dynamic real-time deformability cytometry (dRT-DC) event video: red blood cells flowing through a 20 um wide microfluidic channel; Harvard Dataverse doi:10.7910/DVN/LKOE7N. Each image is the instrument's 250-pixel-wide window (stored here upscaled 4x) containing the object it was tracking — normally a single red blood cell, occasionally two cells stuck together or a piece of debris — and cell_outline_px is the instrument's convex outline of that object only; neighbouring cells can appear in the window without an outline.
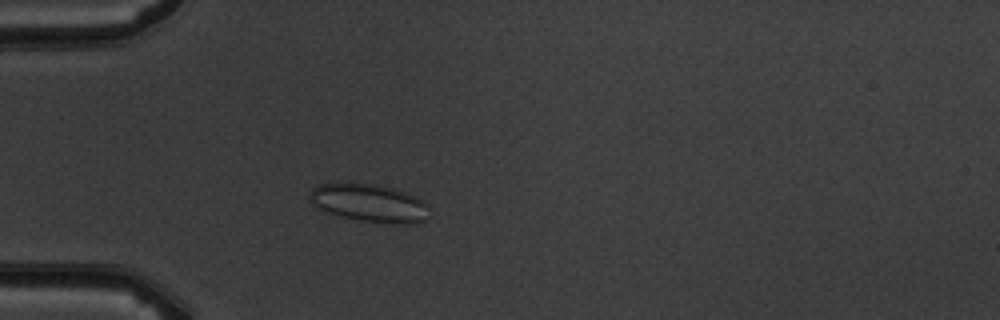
{"species": "common noctule bat (a hibernating species)", "species_latin": "Nyctalus noctula", "temperature_condition": "warm", "stored_images_in_passage": 2, "camera_frame_rate_fps": 3000, "um_per_image_px": 0.085, "animal": {"sex": "male", "body_mass_g": 19.5, "forearm_length_mm": 54.6}, "frame": {"image": 1, "passage_image": 2, "time_ms": 2.0, "image_size_px": [1000, 320], "cell_outline_px": [[424, 220], [416, 224], [376, 224], [328, 212], [320, 208], [312, 200], [312, 188], [320, 184], [372, 184], [392, 188], [404, 192], [420, 200], [424, 204]], "centroid_in_image_um": [31.4, 17.29], "position_along_channel_um": 53.6, "area_um2": 25.37}}